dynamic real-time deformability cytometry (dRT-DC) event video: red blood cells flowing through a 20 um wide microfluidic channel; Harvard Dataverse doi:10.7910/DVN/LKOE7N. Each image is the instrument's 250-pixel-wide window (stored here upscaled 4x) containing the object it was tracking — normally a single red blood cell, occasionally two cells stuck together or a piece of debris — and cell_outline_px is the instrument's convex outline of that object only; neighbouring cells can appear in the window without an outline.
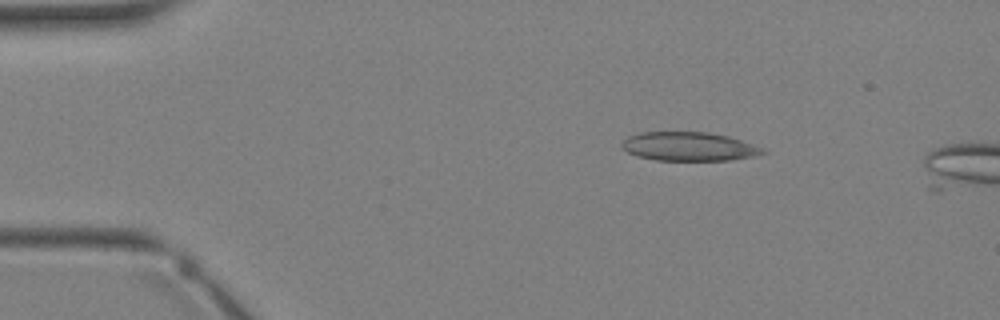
{"species": "Egyptian fruit bat (a non-hibernating species)", "species_latin": "Rousettus aegyptiacus", "temperature_condition": "warm", "stored_images_in_passage": 2, "camera_frame_rate_fps": 3000, "um_per_image_px": 0.085, "animal": {"sex": "female"}, "frame": {"image": 1, "passage_image": 1, "time_ms": 0.0, "image_size_px": [1000, 320], "cell_outline_px": [[768, 152], [756, 156], [732, 160], [656, 160], [636, 156], [628, 152], [620, 144], [628, 136], [640, 132], [708, 132], [728, 136], [740, 140], [760, 148]], "centroid_in_image_um": [58.53, 12.45], "position_along_channel_um": 26.5, "area_um2": 23.52}}